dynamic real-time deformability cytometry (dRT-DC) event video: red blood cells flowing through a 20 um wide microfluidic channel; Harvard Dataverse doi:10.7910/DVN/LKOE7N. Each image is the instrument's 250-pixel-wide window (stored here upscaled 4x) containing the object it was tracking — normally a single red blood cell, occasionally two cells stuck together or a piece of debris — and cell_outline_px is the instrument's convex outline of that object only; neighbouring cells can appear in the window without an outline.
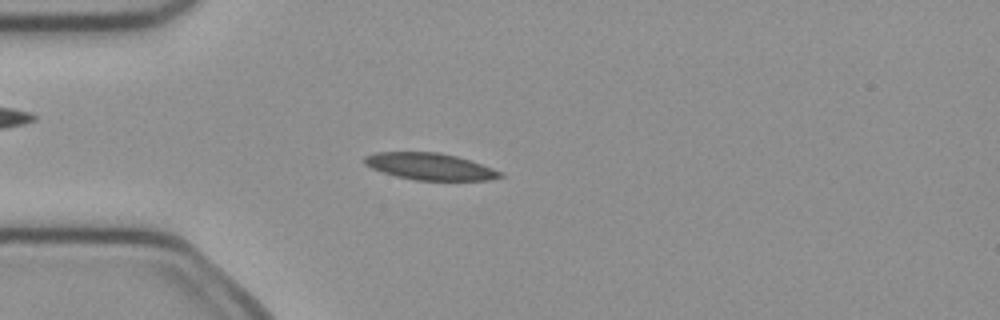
{"species": "common noctule bat (a hibernating species)", "species_latin": "Nyctalus noctula", "temperature_condition": "cold", "stored_images_in_passage": 3, "camera_frame_rate_fps": 3000, "um_per_image_px": 0.085, "animal": {"sex": "female", "body_mass_g": 21.9}, "frame": {"image": 1, "passage_image": 3, "time_ms": 0.667, "image_size_px": [1000, 320], "cell_outline_px": [[504, 176], [488, 180], [416, 180], [396, 176], [372, 168], [364, 164], [364, 156], [376, 152], [440, 152], [456, 156], [504, 172]], "centroid_in_image_um": [36.54, 14.15], "position_along_channel_um": 48.5, "area_um2": 21.04}}